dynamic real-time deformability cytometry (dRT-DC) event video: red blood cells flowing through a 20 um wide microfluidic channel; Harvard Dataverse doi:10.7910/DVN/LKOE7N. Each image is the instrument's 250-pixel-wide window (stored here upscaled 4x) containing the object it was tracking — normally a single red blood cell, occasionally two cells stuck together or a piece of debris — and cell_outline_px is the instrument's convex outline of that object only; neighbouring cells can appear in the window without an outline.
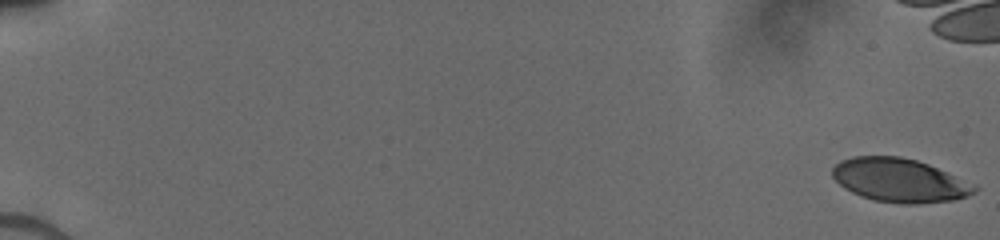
{"species": "human", "species_latin": "Homo sapiens", "temperature_condition": "cold", "stored_images_in_passage": 20, "camera_frame_rate_fps": 3000, "um_per_image_px": 0.085, "donor": {"sex": "male"}, "frame": {"image": 1, "passage_image": 1, "time_ms": 0.0, "image_size_px": [1000, 240], "cell_outline_px": [[980, 188], [976, 192], [968, 196], [952, 200], [916, 204], [900, 204], [872, 200], [852, 192], [844, 188], [832, 176], [832, 168], [840, 160], [852, 156], [900, 156], [916, 160], [928, 164], [976, 184]], "centroid_in_image_um": [76.48, 15.33], "position_along_channel_um": 8.5, "area_um2": 36.36}}